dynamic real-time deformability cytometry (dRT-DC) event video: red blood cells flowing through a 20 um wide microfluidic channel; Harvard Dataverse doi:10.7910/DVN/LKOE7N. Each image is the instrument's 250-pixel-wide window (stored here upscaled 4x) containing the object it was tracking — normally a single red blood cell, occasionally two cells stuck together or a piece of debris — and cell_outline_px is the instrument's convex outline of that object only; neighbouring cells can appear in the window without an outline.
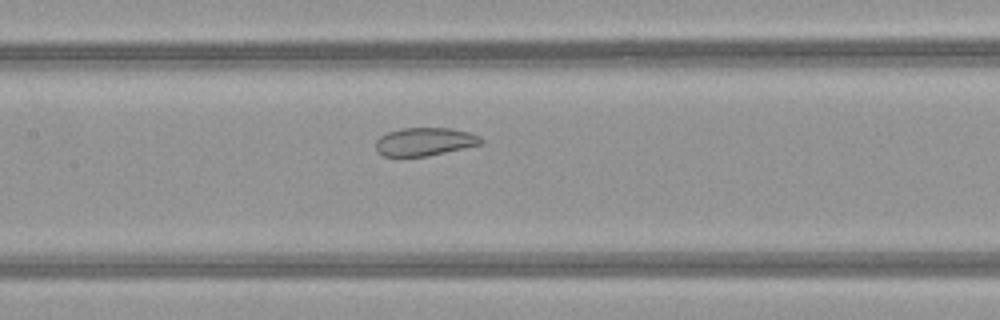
{"species": "common noctule bat (a hibernating species)", "species_latin": "Nyctalus noctula", "temperature_condition": "warm", "stored_images_in_passage": 46, "camera_frame_rate_fps": 3000, "um_per_image_px": 0.085, "animal": {"sex": "female", "body_mass_g": 21.9}, "frame": {"image": 1, "passage_image": 20, "time_ms": 6.333, "image_size_px": [1000, 320], "cell_outline_px": [[484, 144], [428, 156], [384, 156], [376, 152], [376, 140], [380, 136], [388, 132], [404, 128], [452, 128], [468, 132], [480, 136], [484, 140]], "centroid_in_image_um": [36.13, 12.04], "position_along_channel_um": 171.3, "area_um2": 17.4}}
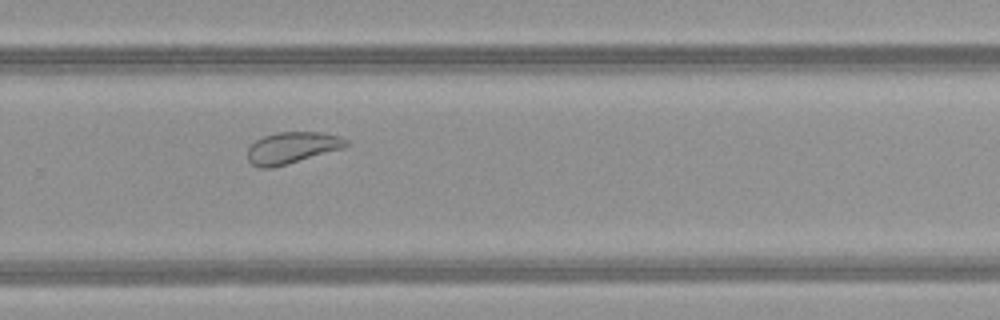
{"frame": {"image": 2, "passage_image": 30, "time_ms": 9.667, "image_size_px": [1000, 320], "cell_outline_px": [[348, 144], [344, 148], [288, 164], [272, 168], [260, 168], [252, 164], [248, 160], [248, 148], [256, 140], [264, 136], [276, 132], [320, 132], [340, 136], [348, 140]], "centroid_in_image_um": [24.83, 12.56], "position_along_channel_um": 305.0, "area_um2": 18.15}}
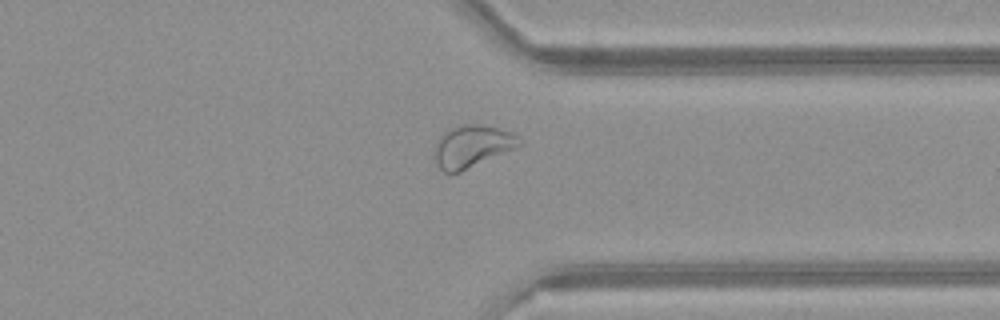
{"frame": {"image": 3, "passage_image": 35, "time_ms": 11.333, "image_size_px": [1000, 320], "cell_outline_px": [[524, 144], [520, 148], [460, 172], [444, 172], [436, 164], [432, 156], [432, 152], [436, 140], [444, 132], [452, 128], [464, 124], [480, 124], [500, 128], [512, 132], [520, 136], [524, 140]], "centroid_in_image_um": [40.19, 12.44], "position_along_channel_um": 371.2, "area_um2": 21.73}, "authors_computed_cell_mechanics": {"area_um2": 23.3801, "velocity_mm_per_s": 4.0302, "shape_relaxation_time_tau1_ms": null, "shape_relaxation_time_tau2_ms": 1.0642, "deformation_change_tau1": null, "deformation_change_tau2": 0.0764}}